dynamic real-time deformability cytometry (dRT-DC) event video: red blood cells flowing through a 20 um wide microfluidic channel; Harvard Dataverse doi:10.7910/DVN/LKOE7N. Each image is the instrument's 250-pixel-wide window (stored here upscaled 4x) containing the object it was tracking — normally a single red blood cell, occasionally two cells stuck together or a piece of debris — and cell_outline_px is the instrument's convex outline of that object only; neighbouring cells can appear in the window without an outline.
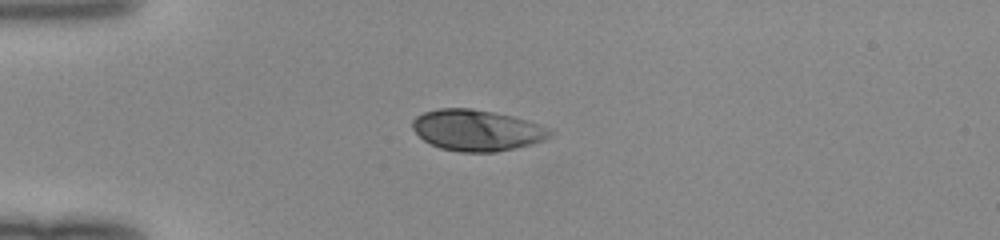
{"species": "human", "species_latin": "Homo sapiens", "temperature_condition": "room temperature", "stored_images_in_passage": 37, "camera_frame_rate_fps": 3000, "um_per_image_px": 0.085, "donor": {"sex": "female"}, "frame": {"image": 1, "passage_image": 1, "time_ms": 0.0, "image_size_px": [1000, 240], "cell_outline_px": [[556, 132], [552, 136], [544, 140], [532, 144], [516, 148], [496, 152], [460, 152], [440, 148], [424, 140], [412, 128], [412, 120], [416, 116], [424, 112], [440, 108], [472, 108], [512, 116], [528, 120], [548, 128]], "centroid_in_image_um": [40.56, 11.07], "position_along_channel_um": 44.4, "area_um2": 33.06}}
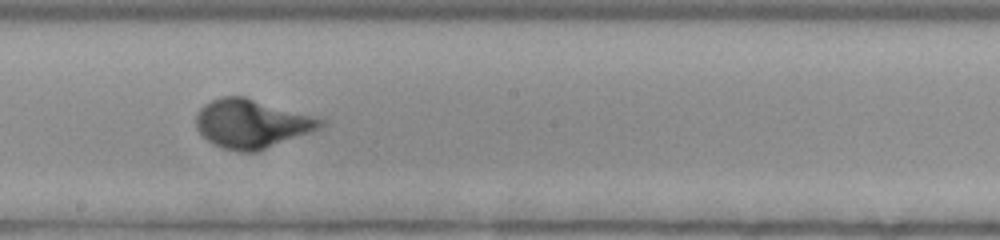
{"frame": {"image": 2, "passage_image": 16, "time_ms": 5.0, "image_size_px": [1000, 240], "cell_outline_px": [[328, 124], [320, 128], [260, 152], [240, 152], [224, 148], [212, 144], [196, 128], [196, 116], [200, 108], [204, 104], [212, 100], [224, 96], [244, 96], [320, 116], [328, 120]], "centroid_in_image_um": [21.48, 10.51], "position_along_channel_um": 226.7, "area_um2": 36.07}}
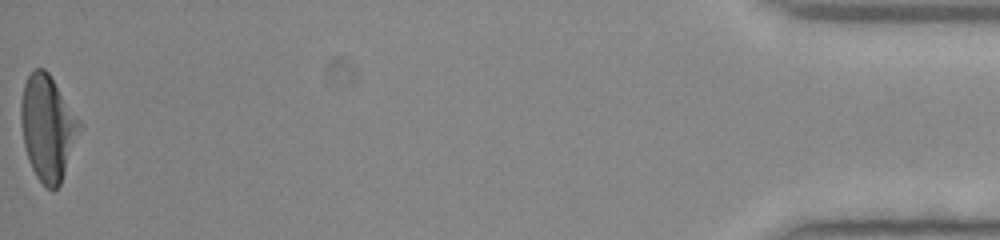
{"frame": {"image": 3, "passage_image": 37, "time_ms": 12.0, "image_size_px": [1000, 240], "cell_outline_px": [[80, 124], [60, 184], [52, 192], [36, 176], [28, 160], [24, 144], [20, 124], [20, 100], [24, 84], [32, 68], [44, 68], [48, 72], [80, 120]], "centroid_in_image_um": [3.99, 10.81], "position_along_channel_um": 431.2, "area_um2": 35.2}}